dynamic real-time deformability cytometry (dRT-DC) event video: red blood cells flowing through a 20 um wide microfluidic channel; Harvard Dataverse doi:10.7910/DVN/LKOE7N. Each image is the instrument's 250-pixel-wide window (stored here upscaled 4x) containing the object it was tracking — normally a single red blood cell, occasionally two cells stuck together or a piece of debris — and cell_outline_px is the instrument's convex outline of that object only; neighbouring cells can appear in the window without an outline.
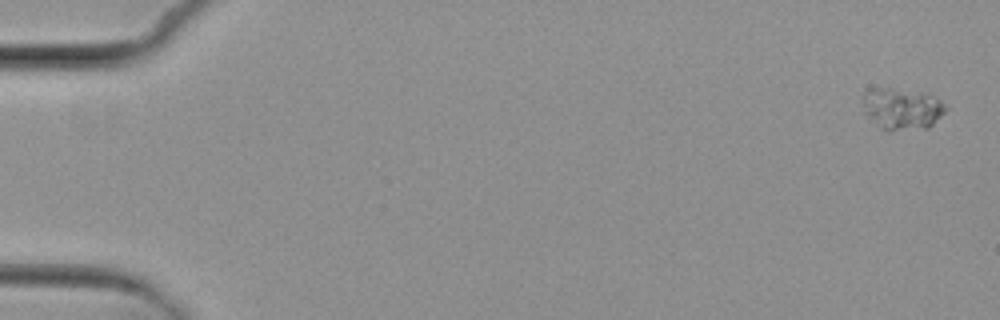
{"species": "common noctule bat (a hibernating species)", "species_latin": "Nyctalus noctula", "temperature_condition": "cold", "stored_images_in_passage": 7, "camera_frame_rate_fps": 3000, "um_per_image_px": 0.085, "animal": {"sex": "female", "body_mass_g": 29.2, "forearm_length_mm": 56.3}, "frame": {"image": 1, "passage_image": 1, "time_ms": 0.0, "image_size_px": [1000, 320], "cell_outline_px": [[948, 108], [928, 128], [888, 132], [864, 112], [864, 92], [868, 88], [892, 88], [924, 92], [940, 100]], "centroid_in_image_um": [76.68, 9.24], "position_along_channel_um": 8.3, "area_um2": 20.0}}
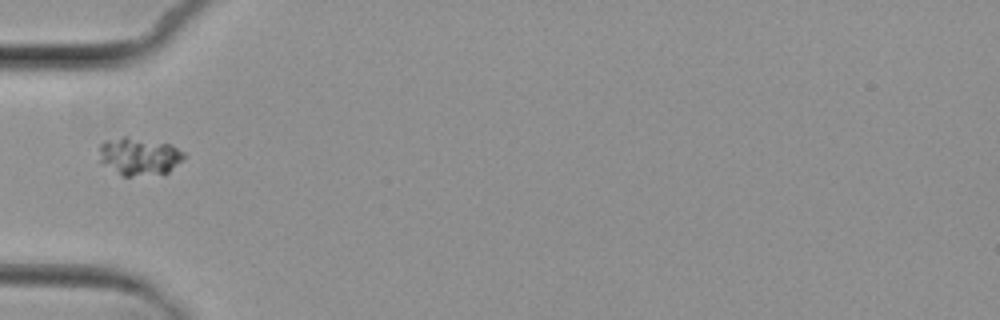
{"frame": {"image": 2, "passage_image": 6, "time_ms": 6.0, "image_size_px": [1000, 320], "cell_outline_px": [[184, 160], [168, 172], [132, 176], [120, 176], [100, 164], [100, 144], [104, 140], [124, 136], [128, 136], [172, 144], [184, 152]], "centroid_in_image_um": [11.8, 13.28], "position_along_channel_um": 73.2, "area_um2": 18.96}}
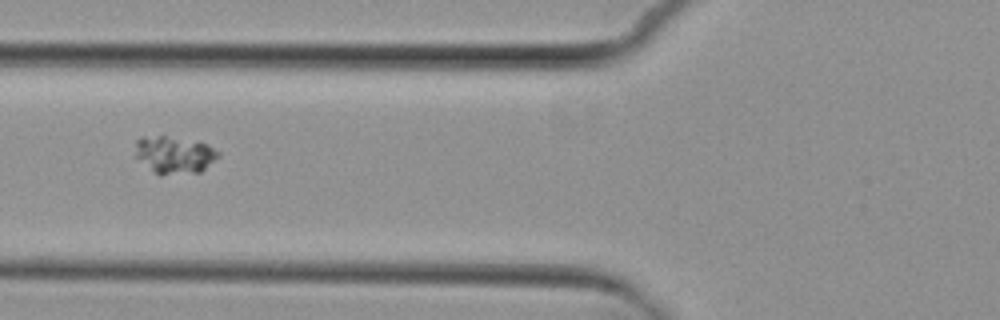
{"frame": {"image": 3, "passage_image": 7, "time_ms": 7.0, "image_size_px": [1000, 320], "cell_outline_px": [[220, 156], [200, 172], [160, 176], [136, 156], [136, 140], [140, 136], [164, 136], [208, 144], [220, 152]], "centroid_in_image_um": [14.84, 13.17], "position_along_channel_um": 111.0, "area_um2": 17.86}}